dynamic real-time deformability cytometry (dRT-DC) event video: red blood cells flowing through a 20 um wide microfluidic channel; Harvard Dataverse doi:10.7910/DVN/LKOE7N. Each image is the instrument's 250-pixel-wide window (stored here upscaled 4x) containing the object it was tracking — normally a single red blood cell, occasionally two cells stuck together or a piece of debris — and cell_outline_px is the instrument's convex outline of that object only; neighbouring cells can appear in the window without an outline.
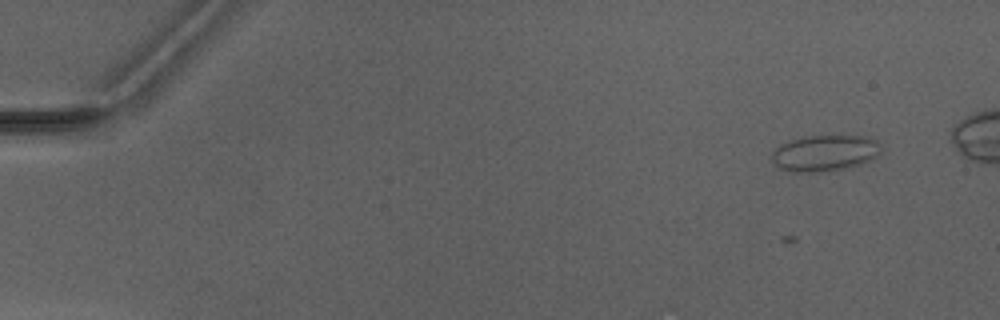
{"species": "Egyptian fruit bat (a non-hibernating species)", "species_latin": "Rousettus aegyptiacus", "temperature_condition": "warm", "stored_images_in_passage": 5, "camera_frame_rate_fps": 3000, "um_per_image_px": 0.085, "animal": {"sex": "male"}, "frame": {"image": 1, "passage_image": 2, "time_ms": 1.0, "image_size_px": [1000, 320], "cell_outline_px": [[880, 152], [876, 156], [860, 164], [840, 168], [816, 172], [796, 172], [780, 168], [772, 160], [772, 152], [776, 148], [792, 140], [804, 136], [864, 136], [876, 140], [880, 144]], "centroid_in_image_um": [70.1, 13.0], "position_along_channel_um": 14.9, "area_um2": 22.43}}